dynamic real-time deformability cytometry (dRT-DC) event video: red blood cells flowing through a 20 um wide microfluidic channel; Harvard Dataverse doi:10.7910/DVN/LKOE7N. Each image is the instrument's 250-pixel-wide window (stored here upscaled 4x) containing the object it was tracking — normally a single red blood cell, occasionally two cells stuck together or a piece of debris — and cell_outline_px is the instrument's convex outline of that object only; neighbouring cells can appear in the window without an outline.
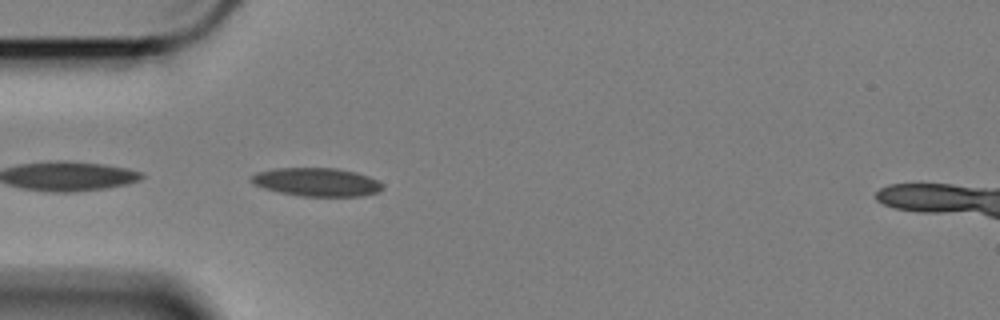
{"species": "Egyptian fruit bat (a non-hibernating species)", "species_latin": "Rousettus aegyptiacus", "temperature_condition": "cold", "stored_images_in_passage": 23, "camera_frame_rate_fps": 3000, "um_per_image_px": 0.085, "animal": {"sex": "female"}, "frame": {"image": 1, "passage_image": 1, "time_ms": 0.0, "image_size_px": [1000, 320], "cell_outline_px": [[384, 188], [376, 192], [360, 196], [300, 196], [280, 192], [264, 188], [252, 184], [252, 176], [260, 172], [276, 168], [336, 168], [356, 172], [368, 176], [384, 184]], "centroid_in_image_um": [26.95, 15.47], "position_along_channel_um": 58.0, "area_um2": 21.5}}
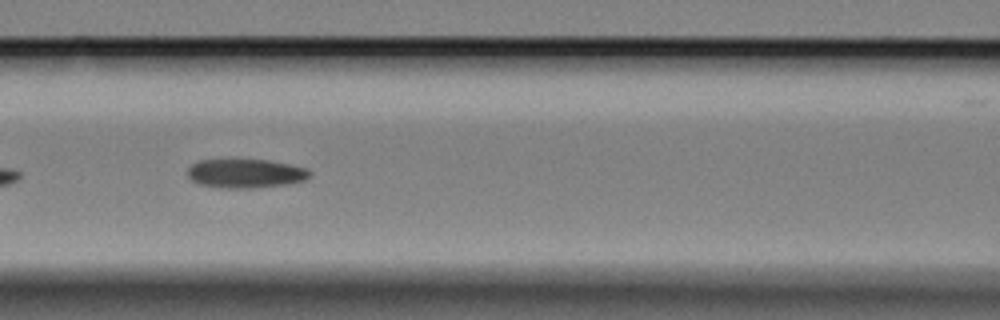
{"frame": {"image": 2, "passage_image": 9, "time_ms": 2.667, "image_size_px": [1000, 320], "cell_outline_px": [[312, 172], [304, 180], [284, 184], [252, 188], [220, 188], [200, 184], [192, 180], [188, 176], [188, 168], [196, 160], [228, 156], [268, 160], [288, 164], [304, 168]], "centroid_in_image_um": [20.76, 14.68], "position_along_channel_um": 145.8, "area_um2": 21.39}}
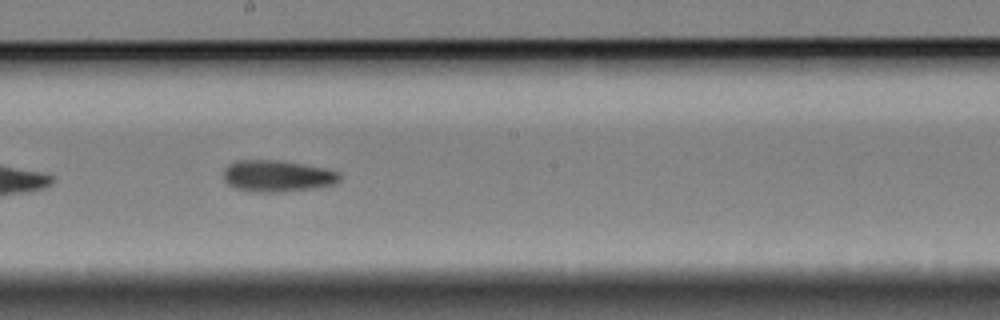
{"frame": {"image": 3, "passage_image": 16, "time_ms": 5.0, "image_size_px": [1000, 320], "cell_outline_px": [[340, 180], [332, 184], [316, 188], [276, 192], [248, 192], [236, 188], [228, 184], [224, 180], [224, 168], [228, 164], [236, 160], [280, 160], [324, 168], [340, 172]], "centroid_in_image_um": [23.54, 14.96], "position_along_channel_um": 224.7, "area_um2": 21.44}}